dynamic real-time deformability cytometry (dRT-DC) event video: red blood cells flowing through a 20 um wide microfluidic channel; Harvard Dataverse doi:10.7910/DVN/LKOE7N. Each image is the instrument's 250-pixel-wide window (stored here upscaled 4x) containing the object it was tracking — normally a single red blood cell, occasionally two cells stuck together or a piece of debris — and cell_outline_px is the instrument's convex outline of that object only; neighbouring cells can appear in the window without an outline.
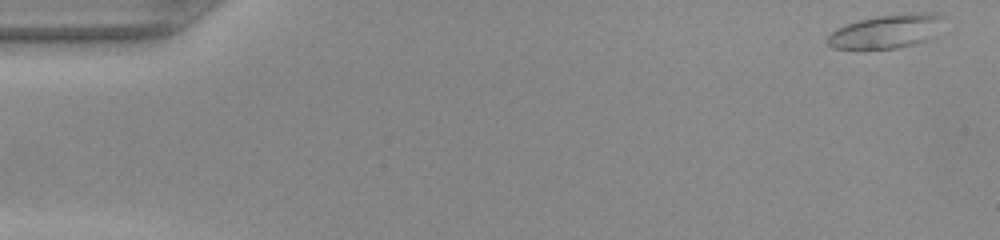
{"species": "common noctule bat (a hibernating species)", "species_latin": "Nyctalus noctula", "temperature_condition": "warm", "stored_images_in_passage": 49, "camera_frame_rate_fps": 3000, "um_per_image_px": 0.085, "animal": {"sex": "female", "body_mass_g": 22.0, "forearm_length_mm": 56.7}, "frame": {"image": 1, "passage_image": 1, "time_ms": 0.0, "image_size_px": [1000, 240], "cell_outline_px": [[944, 16], [932, 36], [924, 40], [912, 44], [896, 48], [832, 48], [828, 44], [828, 36], [836, 28], [860, 20], [880, 16], [912, 12], [936, 12]], "centroid_in_image_um": [75.34, 2.64], "position_along_channel_um": 9.7, "area_um2": 22.2}}
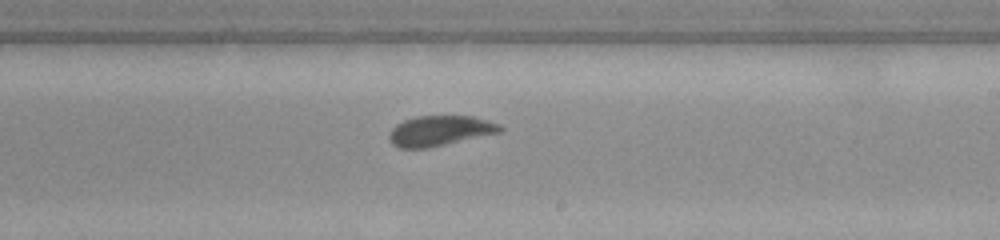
{"frame": {"image": 2, "passage_image": 29, "time_ms": 9.333, "image_size_px": [1000, 240], "cell_outline_px": [[504, 128], [500, 132], [428, 148], [400, 148], [392, 144], [388, 136], [392, 128], [396, 124], [404, 120], [416, 116], [472, 116], [500, 124]], "centroid_in_image_um": [37.37, 11.11], "position_along_channel_um": 251.6, "area_um2": 19.42}}
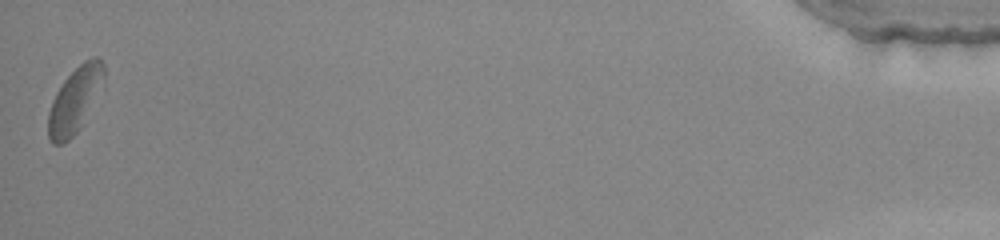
{"frame": {"image": 3, "passage_image": 49, "time_ms": 16.0, "image_size_px": [1000, 240], "cell_outline_px": [[104, 84], [80, 128], [68, 140], [60, 144], [52, 144], [48, 140], [48, 112], [52, 100], [56, 92], [64, 80], [84, 60], [92, 56], [100, 56], [104, 64]], "centroid_in_image_um": [6.38, 8.48], "position_along_channel_um": 428.8, "area_um2": 21.39}}